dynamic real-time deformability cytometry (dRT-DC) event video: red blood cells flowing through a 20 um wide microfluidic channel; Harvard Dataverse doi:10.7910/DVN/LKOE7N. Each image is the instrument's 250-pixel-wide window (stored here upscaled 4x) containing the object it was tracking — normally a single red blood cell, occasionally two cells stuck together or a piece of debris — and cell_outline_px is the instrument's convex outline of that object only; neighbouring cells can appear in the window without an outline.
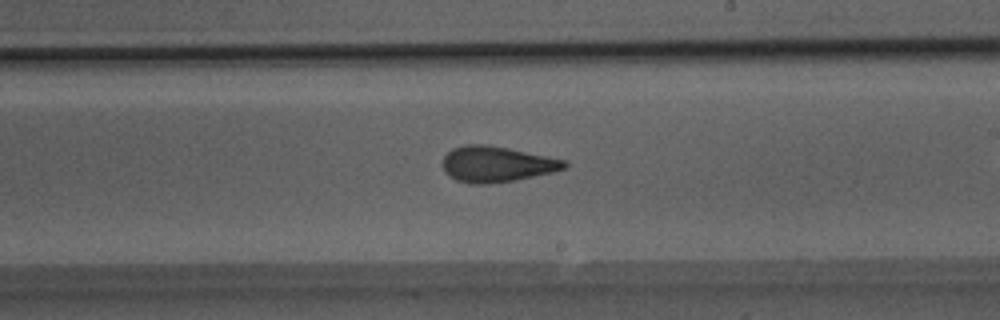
{"species": "Egyptian fruit bat (a non-hibernating species)", "species_latin": "Rousettus aegyptiacus", "temperature_condition": "room temperature", "stored_images_in_passage": 26, "camera_frame_rate_fps": 3000, "um_per_image_px": 0.085, "animal": {"sex": "male"}, "frame": {"image": 1, "passage_image": 15, "time_ms": 4.667, "image_size_px": [1000, 320], "cell_outline_px": [[568, 168], [552, 172], [516, 180], [488, 184], [468, 184], [456, 180], [444, 172], [444, 156], [452, 148], [464, 144], [484, 144], [508, 148], [568, 160]], "centroid_in_image_um": [42.24, 13.95], "position_along_channel_um": 246.8, "area_um2": 25.55}}